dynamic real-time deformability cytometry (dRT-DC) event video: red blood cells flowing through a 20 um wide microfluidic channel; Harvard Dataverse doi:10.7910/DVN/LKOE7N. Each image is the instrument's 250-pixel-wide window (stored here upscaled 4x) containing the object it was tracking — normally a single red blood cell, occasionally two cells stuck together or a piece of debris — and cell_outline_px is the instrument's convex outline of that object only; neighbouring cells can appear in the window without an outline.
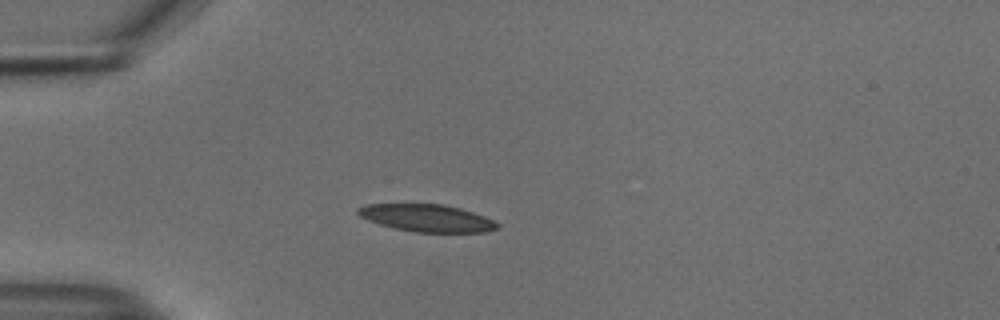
{"species": "common noctule bat (a hibernating species)", "species_latin": "Nyctalus noctula", "temperature_condition": "cold", "stored_images_in_passage": 40, "camera_frame_rate_fps": 3000, "um_per_image_px": 0.085, "animal": {"sex": "male", "body_mass_g": 18.8}, "frame": {"image": 1, "passage_image": 1, "time_ms": 0.0, "image_size_px": [1000, 320], "cell_outline_px": [[500, 228], [484, 232], [416, 232], [396, 228], [380, 224], [368, 220], [360, 216], [356, 212], [356, 208], [364, 204], [444, 204], [460, 208], [484, 216], [500, 224]], "centroid_in_image_um": [36.28, 18.52], "position_along_channel_um": 48.7, "area_um2": 22.14}}
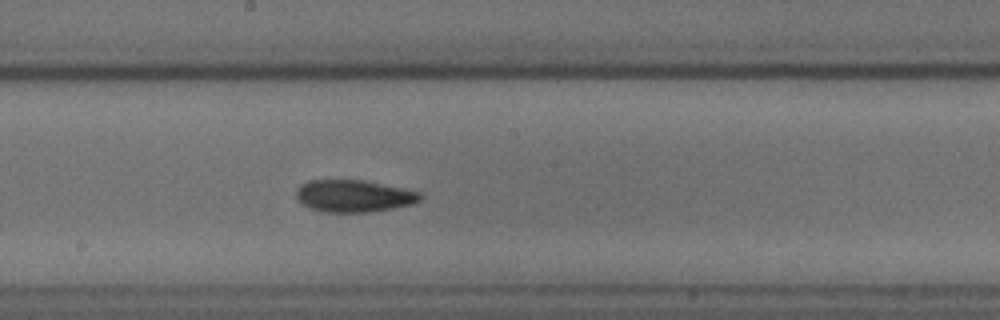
{"frame": {"image": 2, "passage_image": 16, "time_ms": 5.0, "image_size_px": [1000, 320], "cell_outline_px": [[424, 196], [420, 200], [412, 204], [392, 208], [368, 212], [324, 212], [300, 204], [296, 196], [296, 188], [300, 184], [308, 180], [364, 180], [404, 188], [420, 192]], "centroid_in_image_um": [30.06, 16.65], "position_along_channel_um": 218.1, "area_um2": 23.35}}
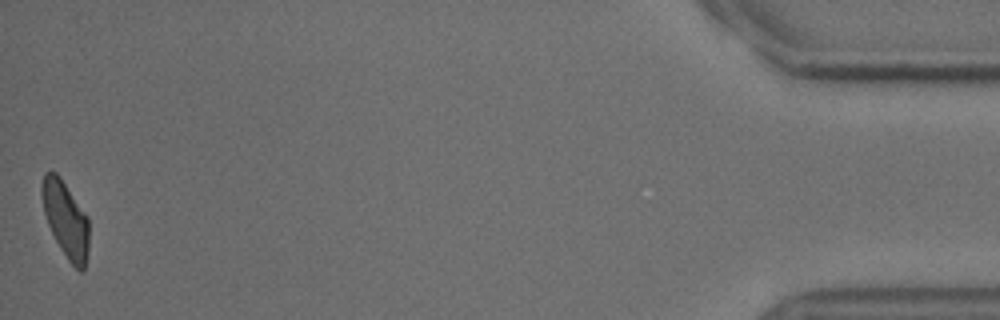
{"frame": {"image": 3, "passage_image": 40, "time_ms": 13.0, "image_size_px": [1000, 320], "cell_outline_px": [[88, 252], [84, 272], [80, 272], [68, 260], [60, 248], [48, 224], [44, 212], [40, 192], [40, 188], [44, 172], [56, 172], [60, 176], [88, 216]], "centroid_in_image_um": [5.58, 18.64], "position_along_channel_um": 429.6, "area_um2": 20.98}, "authors_computed_cell_mechanics": {"area_um2": 22.2819, "velocity_mm_per_s": 3.7349, "shape_relaxation_time_tau1_ms": 5.5223, "shape_relaxation_time_tau2_ms": 5.3986, "deformation_change_tau1": 0.1234, "deformation_change_tau2": 0.11}}